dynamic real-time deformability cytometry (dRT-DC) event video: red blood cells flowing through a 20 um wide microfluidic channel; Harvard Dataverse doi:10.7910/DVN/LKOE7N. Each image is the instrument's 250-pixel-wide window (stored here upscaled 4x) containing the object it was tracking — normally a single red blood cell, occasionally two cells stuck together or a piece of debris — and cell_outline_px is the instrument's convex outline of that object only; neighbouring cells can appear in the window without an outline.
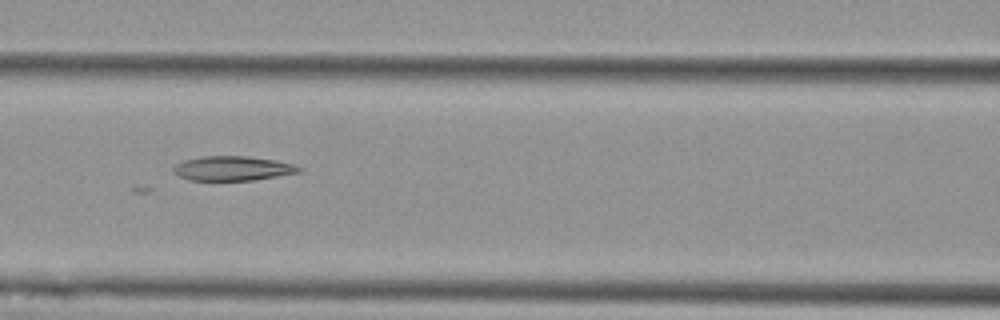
{"species": "Egyptian fruit bat (a non-hibernating species)", "species_latin": "Rousettus aegyptiacus", "temperature_condition": "cold", "stored_images_in_passage": 7, "camera_frame_rate_fps": 3000, "um_per_image_px": 0.085, "animal": {"sex": "female"}, "frame": {"image": 1, "passage_image": 6, "time_ms": 6.0, "image_size_px": [1000, 320], "cell_outline_px": [[304, 172], [256, 180], [188, 180], [172, 172], [172, 168], [176, 164], [184, 160], [204, 156], [248, 156], [276, 160], [296, 164], [304, 168]], "centroid_in_image_um": [19.86, 14.31], "position_along_channel_um": 146.7, "area_um2": 18.26}}
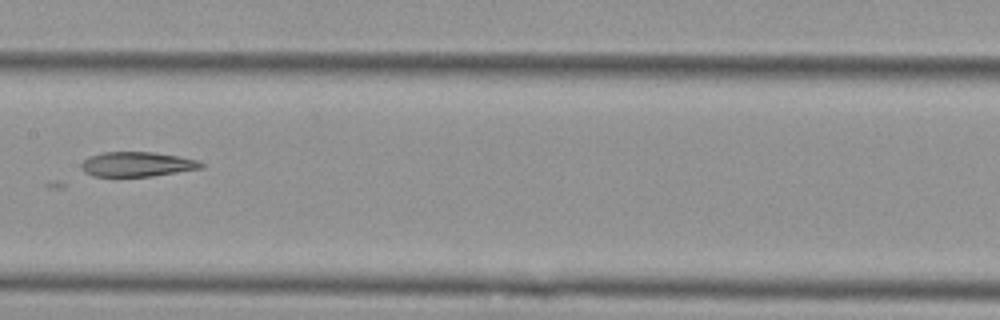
{"frame": {"image": 2, "passage_image": 7, "time_ms": 7.333, "image_size_px": [1000, 320], "cell_outline_px": [[204, 168], [152, 176], [92, 176], [84, 172], [80, 168], [80, 164], [88, 156], [104, 152], [152, 152], [180, 156], [200, 160], [204, 164]], "centroid_in_image_um": [11.66, 13.96], "position_along_channel_um": 195.7, "area_um2": 17.46}}